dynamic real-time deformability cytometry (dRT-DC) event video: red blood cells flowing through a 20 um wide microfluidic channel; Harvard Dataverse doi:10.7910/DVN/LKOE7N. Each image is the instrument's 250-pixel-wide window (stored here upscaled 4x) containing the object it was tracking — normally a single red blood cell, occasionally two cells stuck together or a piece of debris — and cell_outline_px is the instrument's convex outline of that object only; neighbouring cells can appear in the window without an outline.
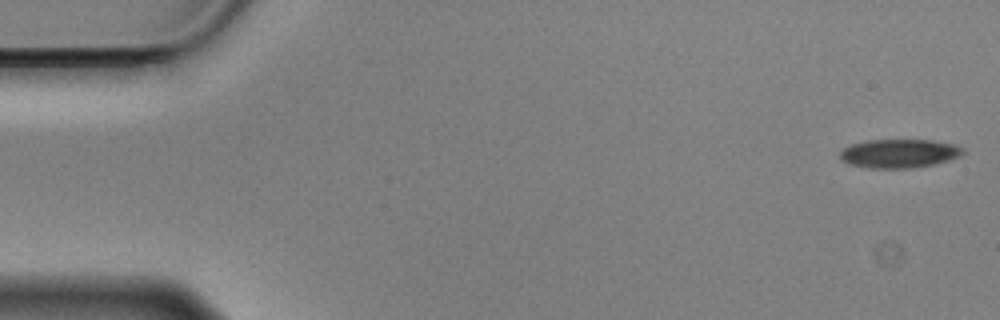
{"species": "Egyptian fruit bat (a non-hibernating species)", "species_latin": "Rousettus aegyptiacus", "temperature_condition": "cold", "stored_images_in_passage": 56, "camera_frame_rate_fps": 3000, "um_per_image_px": 0.085, "animal": {"sex": "male"}, "frame": {"image": 1, "passage_image": 1, "time_ms": 0.0, "image_size_px": [1000, 320], "cell_outline_px": [[964, 152], [960, 156], [936, 164], [912, 168], [868, 168], [848, 164], [840, 160], [840, 152], [844, 148], [852, 144], [868, 140], [932, 140], [952, 144], [964, 148]], "centroid_in_image_um": [76.42, 13.05], "position_along_channel_um": 8.6, "area_um2": 20.63}}
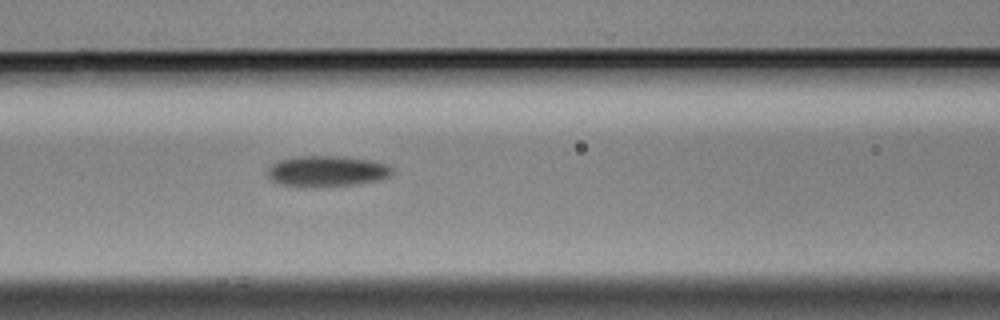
{"frame": {"image": 2, "passage_image": 23, "time_ms": 7.333, "image_size_px": [1000, 320], "cell_outline_px": [[392, 172], [388, 176], [376, 180], [360, 184], [316, 188], [300, 188], [280, 184], [272, 180], [268, 176], [268, 168], [272, 164], [280, 160], [296, 156], [340, 156], [372, 160], [388, 164], [392, 168]], "centroid_in_image_um": [27.76, 14.57], "position_along_channel_um": 138.8, "area_um2": 22.83}}
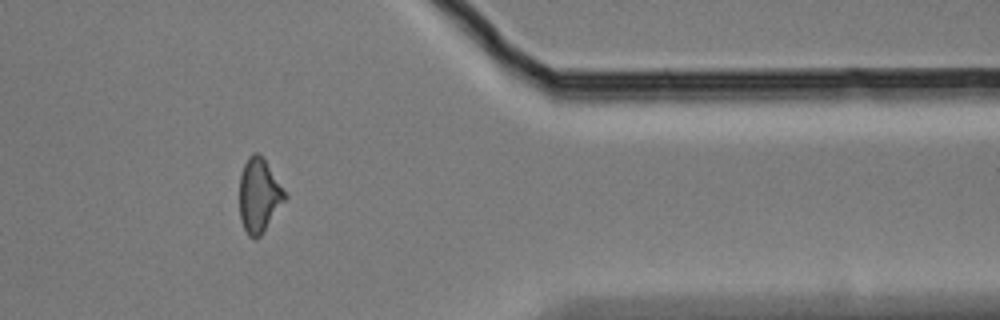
{"frame": {"image": 3, "passage_image": 46, "time_ms": 15.0, "image_size_px": [1000, 320], "cell_outline_px": [[288, 196], [264, 232], [256, 240], [248, 236], [240, 220], [240, 176], [244, 164], [248, 156], [252, 152], [256, 152], [264, 160]], "centroid_in_image_um": [22.01, 16.66], "position_along_channel_um": 389.4, "area_um2": 19.42}, "authors_computed_cell_mechanics": {"area_um2": 20.8947, "velocity_mm_per_s": 3.5274, "shape_relaxation_time_tau1_ms": 4.1408, "shape_relaxation_time_tau2_ms": 6.6382, "deformation_change_tau1": 0.1293, "deformation_change_tau2": 0.1657}}